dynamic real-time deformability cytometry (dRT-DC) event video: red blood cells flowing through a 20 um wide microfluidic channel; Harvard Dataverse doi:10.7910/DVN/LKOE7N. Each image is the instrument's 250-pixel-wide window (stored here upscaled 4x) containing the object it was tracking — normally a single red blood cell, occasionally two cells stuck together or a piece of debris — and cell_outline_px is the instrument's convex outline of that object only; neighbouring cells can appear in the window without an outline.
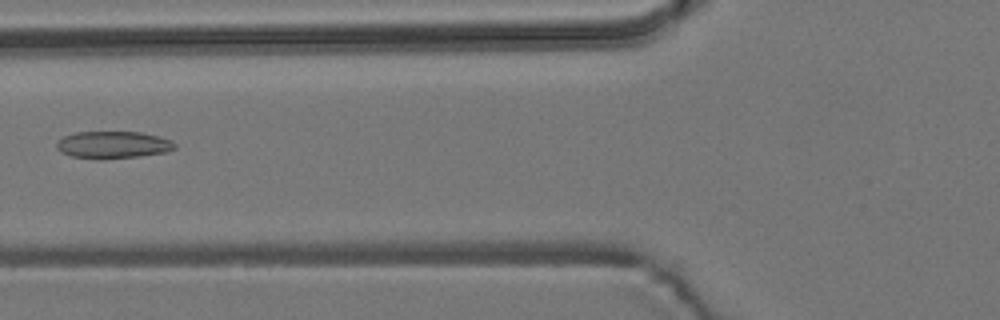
{"species": "common noctule bat (a hibernating species)", "species_latin": "Nyctalus noctula", "temperature_condition": "room temperature", "stored_images_in_passage": 7, "camera_frame_rate_fps": 3000, "um_per_image_px": 0.085, "animal": {"sex": "male", "body_mass_g": 19.2, "forearm_length_mm": 51.8}, "frame": {"image": 1, "passage_image": 6, "time_ms": 1.667, "image_size_px": [1000, 320], "cell_outline_px": [[176, 148], [164, 152], [140, 156], [104, 160], [100, 160], [72, 156], [60, 152], [56, 148], [56, 144], [64, 136], [76, 132], [140, 132], [172, 140], [176, 144]], "centroid_in_image_um": [9.59, 12.32], "position_along_channel_um": 116.2, "area_um2": 18.79}}
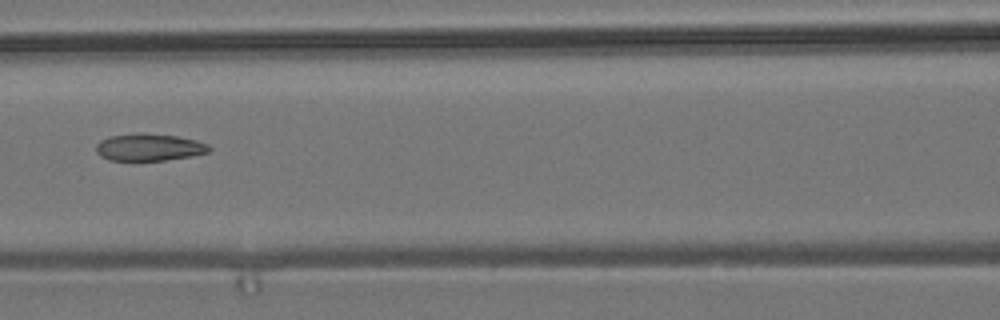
{"frame": {"image": 2, "passage_image": 7, "time_ms": 2.0, "image_size_px": [1000, 320], "cell_outline_px": [[212, 148], [208, 152], [192, 156], [164, 160], [108, 160], [100, 156], [96, 152], [96, 144], [100, 140], [108, 136], [140, 132], [176, 136], [196, 140], [208, 144]], "centroid_in_image_um": [12.65, 12.51], "position_along_channel_um": 153.9, "area_um2": 18.03}}